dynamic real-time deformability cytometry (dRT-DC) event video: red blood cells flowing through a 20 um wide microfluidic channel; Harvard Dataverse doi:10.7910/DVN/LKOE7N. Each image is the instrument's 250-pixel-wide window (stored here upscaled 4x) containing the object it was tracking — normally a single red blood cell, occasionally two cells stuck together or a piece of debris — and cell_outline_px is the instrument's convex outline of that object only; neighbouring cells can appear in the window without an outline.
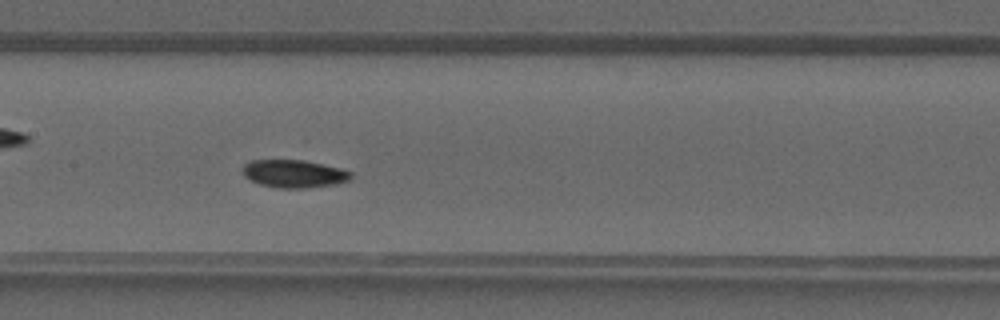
{"species": "common noctule bat (a hibernating species)", "species_latin": "Nyctalus noctula", "temperature_condition": "warm", "stored_images_in_passage": 39, "camera_frame_rate_fps": 3000, "um_per_image_px": 0.085, "animal": {"sex": "male", "forearm_length_mm": 52.5}, "frame": {"image": 1, "passage_image": 18, "time_ms": 5.667, "image_size_px": [1000, 320], "cell_outline_px": [[352, 176], [348, 180], [336, 184], [304, 188], [276, 188], [260, 184], [244, 176], [240, 168], [244, 164], [252, 160], [304, 160], [340, 168], [352, 172]], "centroid_in_image_um": [24.96, 14.76], "position_along_channel_um": 182.4, "area_um2": 17.57}}
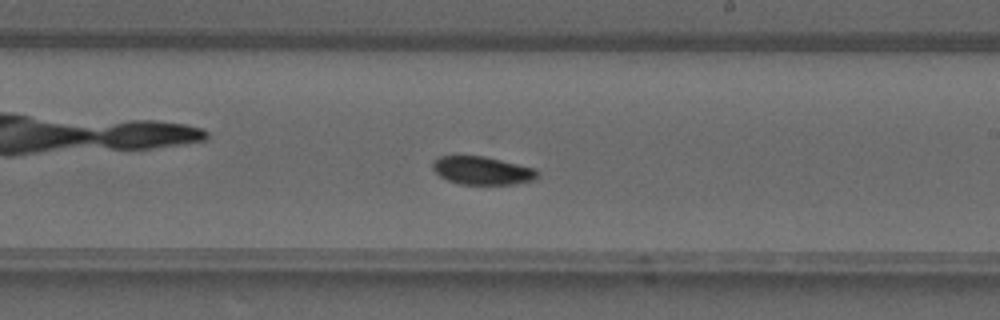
{"frame": {"image": 2, "passage_image": 22, "time_ms": 7.0, "image_size_px": [1000, 320], "cell_outline_px": [[536, 176], [532, 180], [512, 184], [460, 184], [448, 180], [440, 176], [432, 168], [432, 160], [436, 156], [484, 156], [536, 168]], "centroid_in_image_um": [40.93, 14.48], "position_along_channel_um": 248.1, "area_um2": 17.05}}
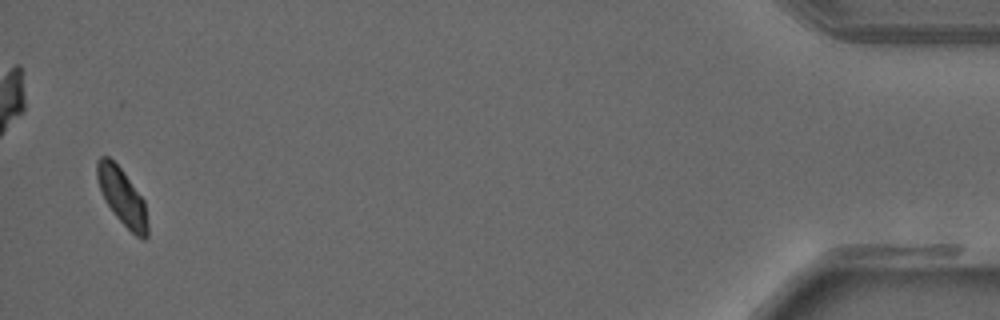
{"frame": {"image": 3, "passage_image": 38, "time_ms": 12.333, "image_size_px": [1000, 320], "cell_outline_px": [[148, 236], [144, 240], [136, 236], [116, 216], [104, 200], [96, 176], [96, 160], [100, 156], [108, 156], [120, 168], [144, 200], [148, 224]], "centroid_in_image_um": [10.37, 16.72], "position_along_channel_um": 424.8, "area_um2": 16.53}}